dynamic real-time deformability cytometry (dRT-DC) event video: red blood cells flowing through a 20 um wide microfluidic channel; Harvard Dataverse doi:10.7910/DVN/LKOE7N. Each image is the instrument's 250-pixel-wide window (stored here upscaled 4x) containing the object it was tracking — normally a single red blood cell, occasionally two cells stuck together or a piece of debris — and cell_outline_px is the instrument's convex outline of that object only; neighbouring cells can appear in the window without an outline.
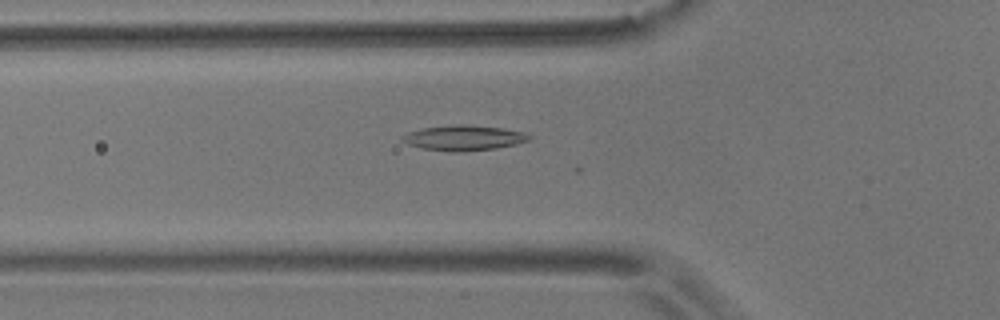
{"species": "common noctule bat (a hibernating species)", "species_latin": "Nyctalus noctula", "temperature_condition": "room temperature", "stored_images_in_passage": 34, "camera_frame_rate_fps": 3000, "um_per_image_px": 0.085, "animal": {"sex": "male", "body_mass_g": 17.9}, "frame": {"image": 1, "passage_image": 19, "time_ms": 6.0, "image_size_px": [1000, 320], "cell_outline_px": [[532, 136], [528, 140], [516, 144], [496, 148], [456, 152], [452, 152], [424, 148], [408, 144], [400, 140], [400, 136], [408, 132], [424, 128], [460, 124], [464, 124], [504, 128], [524, 132]], "centroid_in_image_um": [39.42, 11.71], "position_along_channel_um": 86.4, "area_um2": 18.5}}
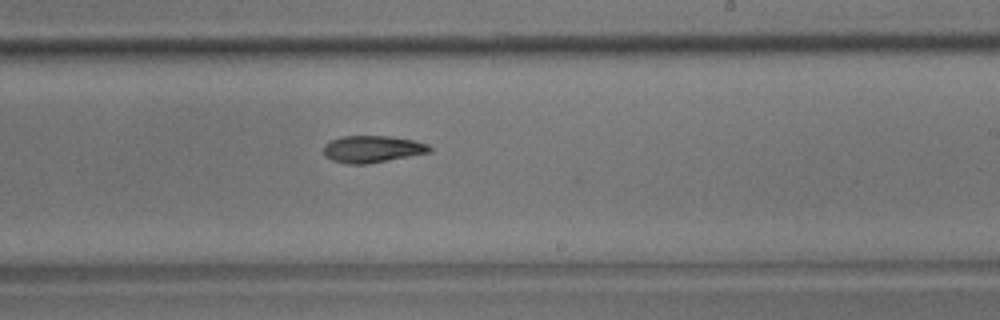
{"frame": {"image": 2, "passage_image": 33, "time_ms": 10.667, "image_size_px": [1000, 320], "cell_outline_px": [[432, 152], [368, 164], [348, 164], [332, 160], [324, 156], [324, 144], [340, 136], [388, 136], [412, 140], [428, 144], [432, 148]], "centroid_in_image_um": [31.65, 12.68], "position_along_channel_um": 257.4, "area_um2": 16.7}}